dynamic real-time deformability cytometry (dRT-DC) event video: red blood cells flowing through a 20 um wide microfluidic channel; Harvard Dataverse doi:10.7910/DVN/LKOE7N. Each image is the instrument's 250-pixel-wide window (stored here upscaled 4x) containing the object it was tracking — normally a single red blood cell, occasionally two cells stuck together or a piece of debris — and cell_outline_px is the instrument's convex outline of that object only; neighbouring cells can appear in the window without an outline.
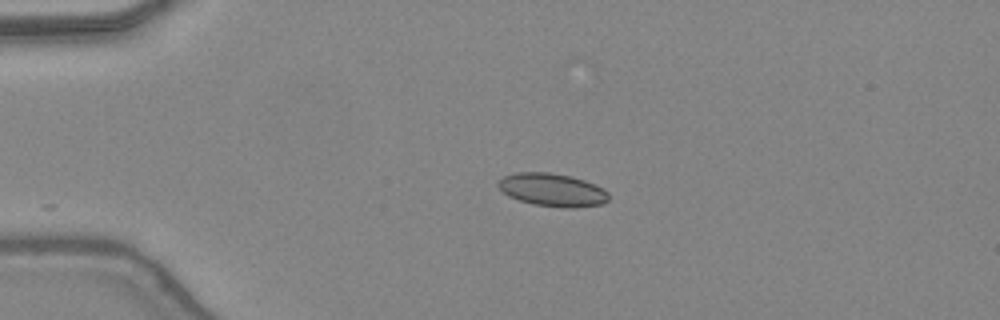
{"species": "common noctule bat (a hibernating species)", "species_latin": "Nyctalus noctula", "temperature_condition": "warm", "stored_images_in_passage": 18, "camera_frame_rate_fps": 3000, "um_per_image_px": 0.085, "animal": {"sex": "female", "body_mass_g": 24.6, "forearm_length_mm": 56.2}, "frame": {"image": 1, "passage_image": 1, "time_ms": 0.0, "image_size_px": [1000, 320], "cell_outline_px": [[608, 200], [604, 204], [576, 208], [564, 208], [532, 204], [508, 196], [496, 184], [504, 176], [516, 172], [548, 172], [568, 176], [584, 180], [604, 188], [608, 192]], "centroid_in_image_um": [46.97, 16.15], "position_along_channel_um": 38.0, "area_um2": 21.27}}
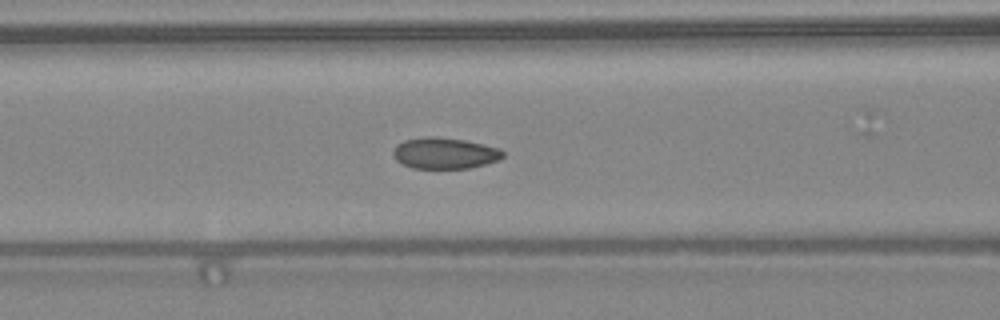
{"frame": {"image": 2, "passage_image": 10, "time_ms": 3.0, "image_size_px": [1000, 320], "cell_outline_px": [[504, 156], [500, 160], [468, 168], [412, 168], [396, 160], [392, 152], [396, 144], [404, 140], [428, 136], [436, 136], [464, 140], [500, 148], [504, 152]], "centroid_in_image_um": [37.79, 13.01], "position_along_channel_um": 128.8, "area_um2": 19.94}}
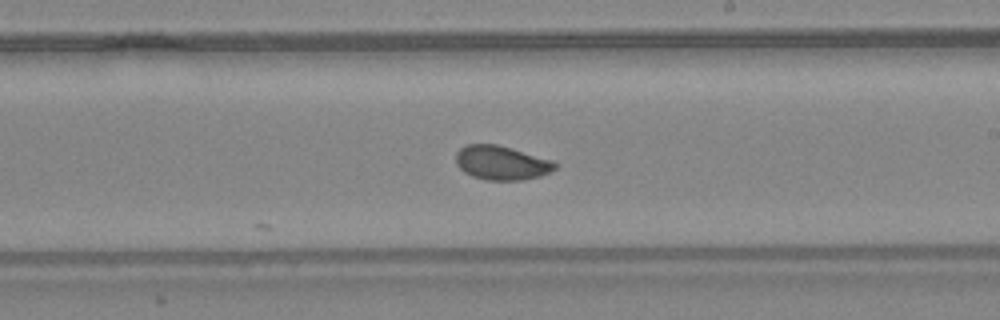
{"frame": {"image": 3, "passage_image": 18, "time_ms": 5.667, "image_size_px": [1000, 320], "cell_outline_px": [[556, 168], [540, 176], [524, 180], [488, 180], [472, 176], [464, 172], [456, 164], [456, 152], [460, 148], [468, 144], [496, 144], [512, 148], [552, 160], [556, 164]], "centroid_in_image_um": [42.61, 13.84], "position_along_channel_um": 246.4, "area_um2": 19.65}}